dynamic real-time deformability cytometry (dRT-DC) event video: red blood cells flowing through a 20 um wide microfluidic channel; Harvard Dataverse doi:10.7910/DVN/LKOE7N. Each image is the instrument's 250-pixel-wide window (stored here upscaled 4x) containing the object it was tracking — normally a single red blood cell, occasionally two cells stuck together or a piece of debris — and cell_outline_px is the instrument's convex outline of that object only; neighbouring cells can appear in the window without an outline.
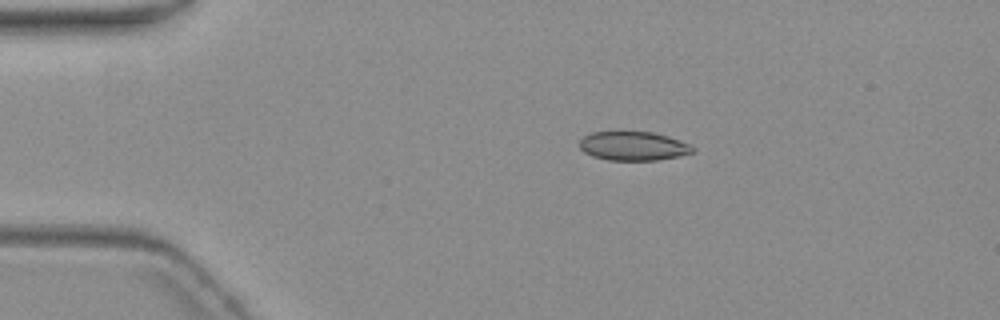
{"species": "common noctule bat (a hibernating species)", "species_latin": "Nyctalus noctula", "temperature_condition": "warm", "stored_images_in_passage": 3, "camera_frame_rate_fps": 3000, "um_per_image_px": 0.085, "animal": {"sex": "female", "body_mass_g": 19.3, "forearm_length_mm": 54.1}, "frame": {"image": 1, "passage_image": 1, "time_ms": 0.0, "image_size_px": [1000, 320], "cell_outline_px": [[696, 148], [692, 152], [680, 156], [656, 160], [608, 160], [592, 156], [584, 152], [580, 148], [580, 140], [584, 136], [592, 132], [652, 132], [668, 136], [688, 144]], "centroid_in_image_um": [53.82, 12.42], "position_along_channel_um": 31.2, "area_um2": 18.96}}
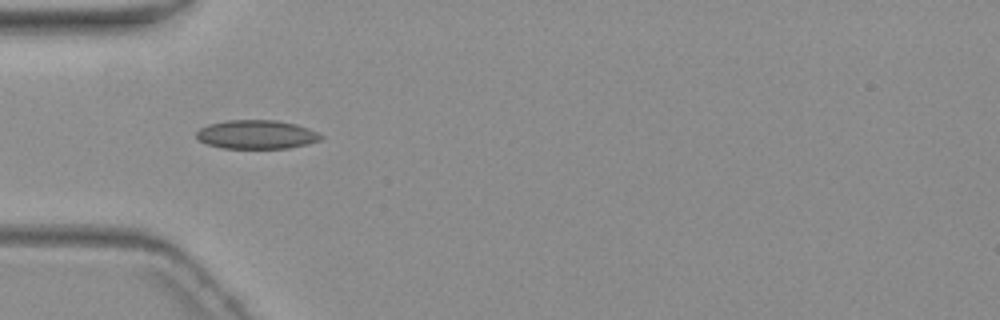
{"frame": {"image": 2, "passage_image": 3, "time_ms": 2.333, "image_size_px": [1000, 320], "cell_outline_px": [[324, 136], [320, 140], [308, 144], [288, 148], [220, 148], [208, 144], [200, 140], [196, 136], [196, 132], [200, 128], [208, 124], [228, 120], [276, 120], [296, 124], [308, 128]], "centroid_in_image_um": [21.81, 11.43], "position_along_channel_um": 63.2, "area_um2": 20.87}}